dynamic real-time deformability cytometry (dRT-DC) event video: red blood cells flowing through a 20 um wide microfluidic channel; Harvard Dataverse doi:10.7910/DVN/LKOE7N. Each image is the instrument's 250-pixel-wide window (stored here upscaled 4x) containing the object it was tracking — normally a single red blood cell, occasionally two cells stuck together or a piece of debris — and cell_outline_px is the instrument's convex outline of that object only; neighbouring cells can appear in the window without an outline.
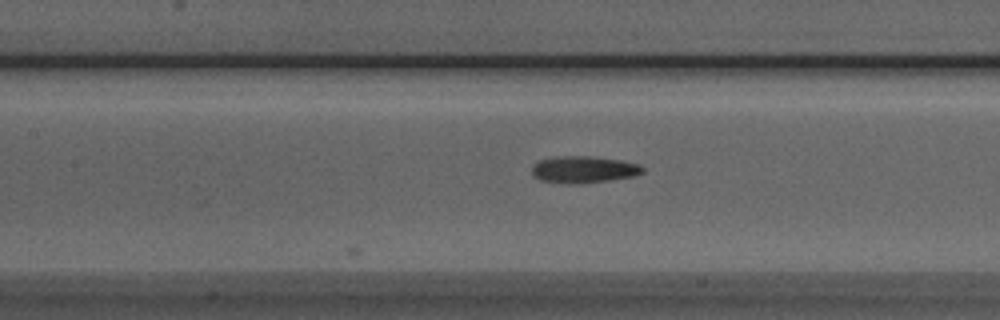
{"species": "Egyptian fruit bat (a non-hibernating species)", "species_latin": "Rousettus aegyptiacus", "temperature_condition": "room temperature", "stored_images_in_passage": 28, "camera_frame_rate_fps": 3000, "um_per_image_px": 0.085, "animal": {"sex": "male"}, "frame": {"image": 1, "passage_image": 8, "time_ms": 2.333, "image_size_px": [1000, 320], "cell_outline_px": [[644, 172], [632, 176], [608, 180], [580, 184], [560, 184], [540, 180], [532, 176], [532, 164], [540, 160], [556, 156], [588, 156], [620, 160], [640, 164], [644, 168]], "centroid_in_image_um": [49.56, 14.42], "position_along_channel_um": 157.8, "area_um2": 17.51}}
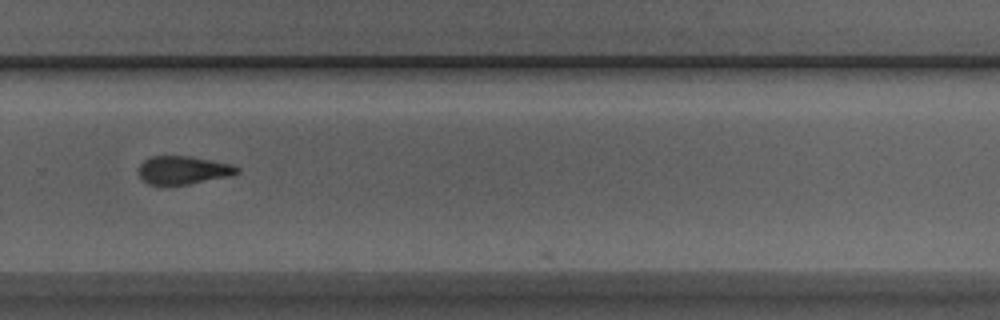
{"frame": {"image": 2, "passage_image": 20, "time_ms": 6.333, "image_size_px": [1000, 320], "cell_outline_px": [[240, 172], [232, 176], [188, 184], [148, 184], [140, 176], [140, 164], [148, 156], [188, 156], [232, 164], [240, 168]], "centroid_in_image_um": [15.62, 14.45], "position_along_channel_um": 314.2, "area_um2": 16.07}}
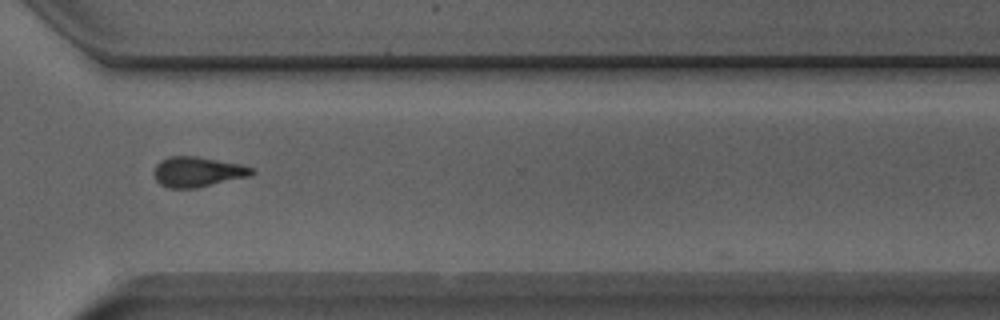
{"frame": {"image": 3, "passage_image": 23, "time_ms": 7.333, "image_size_px": [1000, 320], "cell_outline_px": [[256, 172], [252, 176], [196, 188], [168, 188], [160, 184], [156, 180], [152, 172], [156, 164], [160, 160], [168, 156], [196, 156], [240, 164], [256, 168]], "centroid_in_image_um": [16.81, 14.6], "position_along_channel_um": 353.8, "area_um2": 17.51}}